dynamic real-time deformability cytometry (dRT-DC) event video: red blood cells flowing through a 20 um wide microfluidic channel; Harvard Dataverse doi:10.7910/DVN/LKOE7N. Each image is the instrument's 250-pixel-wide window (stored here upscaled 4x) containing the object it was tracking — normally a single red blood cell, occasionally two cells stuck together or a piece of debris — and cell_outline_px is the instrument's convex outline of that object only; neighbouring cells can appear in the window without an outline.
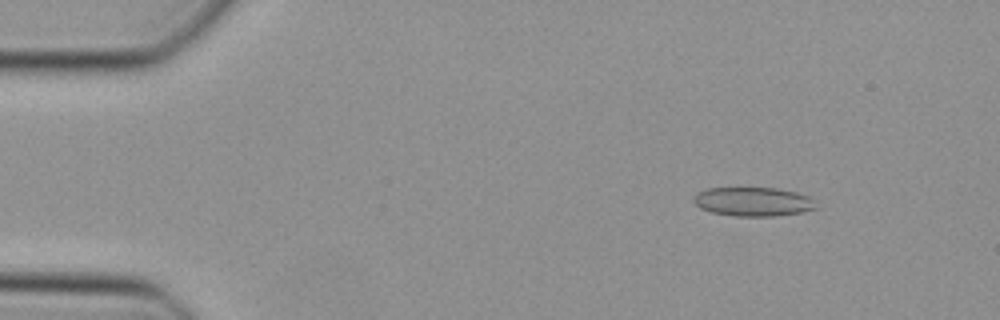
{"species": "Egyptian fruit bat (a non-hibernating species)", "species_latin": "Rousettus aegyptiacus", "temperature_condition": "cold", "stored_images_in_passage": 48, "camera_frame_rate_fps": 3000, "um_per_image_px": 0.085, "animal": {"sex": "female"}, "frame": {"image": 1, "passage_image": 6, "time_ms": 1.667, "image_size_px": [1000, 320], "cell_outline_px": [[816, 208], [804, 212], [776, 216], [732, 216], [712, 212], [700, 208], [692, 200], [692, 196], [696, 192], [708, 188], [776, 188], [796, 192], [808, 196], [812, 200]], "centroid_in_image_um": [63.97, 17.14], "position_along_channel_um": 21.0, "area_um2": 20.75}}
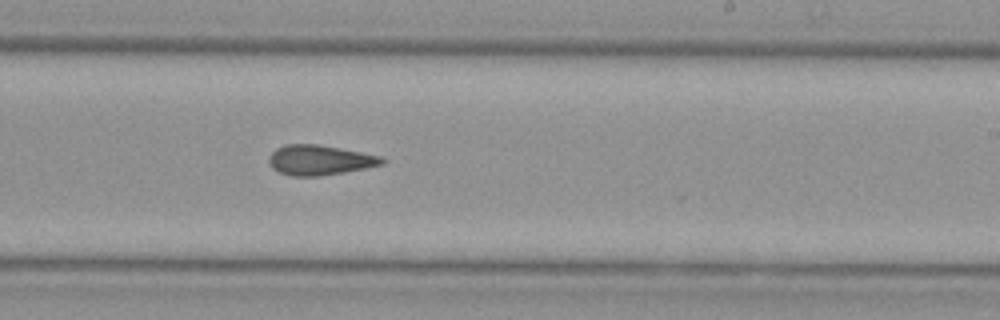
{"frame": {"image": 2, "passage_image": 29, "time_ms": 9.333, "image_size_px": [1000, 320], "cell_outline_px": [[388, 160], [384, 164], [344, 172], [316, 176], [292, 176], [280, 172], [272, 168], [268, 160], [268, 156], [276, 148], [284, 144], [316, 144], [340, 148], [380, 156]], "centroid_in_image_um": [27.16, 13.6], "position_along_channel_um": 261.8, "area_um2": 19.71}}
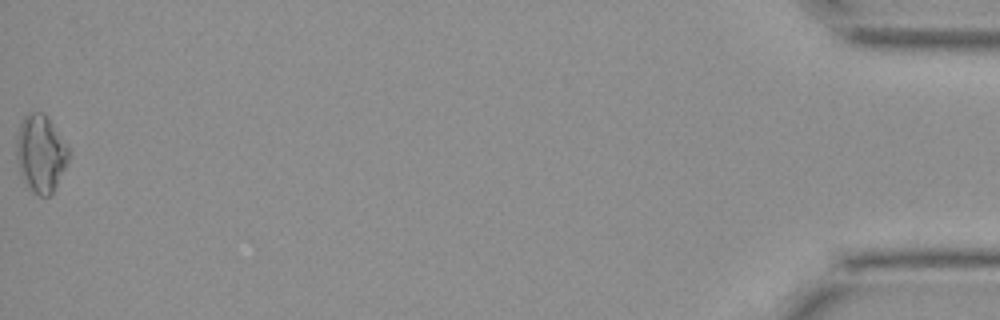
{"frame": {"image": 3, "passage_image": 48, "time_ms": 15.667, "image_size_px": [1000, 320], "cell_outline_px": [[68, 160], [52, 192], [48, 196], [40, 196], [32, 192], [20, 172], [16, 160], [16, 140], [20, 120], [28, 112], [44, 112], [68, 148]], "centroid_in_image_um": [3.41, 13.01], "position_along_channel_um": 431.8, "area_um2": 23.12}}